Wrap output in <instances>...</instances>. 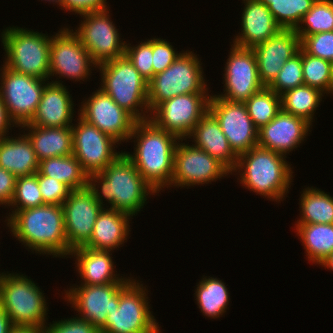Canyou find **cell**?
<instances>
[{"label": "cell", "mask_w": 333, "mask_h": 333, "mask_svg": "<svg viewBox=\"0 0 333 333\" xmlns=\"http://www.w3.org/2000/svg\"><path fill=\"white\" fill-rule=\"evenodd\" d=\"M87 187L102 207H105L103 200L106 199L111 209L131 217L143 209L150 195L158 194L144 180L125 151L100 173L88 175Z\"/></svg>", "instance_id": "obj_1"}, {"label": "cell", "mask_w": 333, "mask_h": 333, "mask_svg": "<svg viewBox=\"0 0 333 333\" xmlns=\"http://www.w3.org/2000/svg\"><path fill=\"white\" fill-rule=\"evenodd\" d=\"M6 221L11 235L32 252L58 258L70 255L62 205L44 204L19 210Z\"/></svg>", "instance_id": "obj_2"}, {"label": "cell", "mask_w": 333, "mask_h": 333, "mask_svg": "<svg viewBox=\"0 0 333 333\" xmlns=\"http://www.w3.org/2000/svg\"><path fill=\"white\" fill-rule=\"evenodd\" d=\"M135 139L133 155L125 152L144 180L157 192L170 188L176 135L157 127L150 119L136 121L129 140ZM163 188V189H162Z\"/></svg>", "instance_id": "obj_3"}, {"label": "cell", "mask_w": 333, "mask_h": 333, "mask_svg": "<svg viewBox=\"0 0 333 333\" xmlns=\"http://www.w3.org/2000/svg\"><path fill=\"white\" fill-rule=\"evenodd\" d=\"M286 158L257 145L238 156L231 174L238 171L234 175L239 176L237 179L241 185L257 193L256 195L281 202L287 197L288 189L293 184V167H290Z\"/></svg>", "instance_id": "obj_4"}, {"label": "cell", "mask_w": 333, "mask_h": 333, "mask_svg": "<svg viewBox=\"0 0 333 333\" xmlns=\"http://www.w3.org/2000/svg\"><path fill=\"white\" fill-rule=\"evenodd\" d=\"M97 68L102 78L100 89L137 121L150 118L148 82L126 55L101 64Z\"/></svg>", "instance_id": "obj_5"}, {"label": "cell", "mask_w": 333, "mask_h": 333, "mask_svg": "<svg viewBox=\"0 0 333 333\" xmlns=\"http://www.w3.org/2000/svg\"><path fill=\"white\" fill-rule=\"evenodd\" d=\"M4 65L20 74L49 80L51 36L23 27H7L1 33Z\"/></svg>", "instance_id": "obj_6"}, {"label": "cell", "mask_w": 333, "mask_h": 333, "mask_svg": "<svg viewBox=\"0 0 333 333\" xmlns=\"http://www.w3.org/2000/svg\"><path fill=\"white\" fill-rule=\"evenodd\" d=\"M5 273L0 278V306L15 327H44L47 299L26 275Z\"/></svg>", "instance_id": "obj_7"}, {"label": "cell", "mask_w": 333, "mask_h": 333, "mask_svg": "<svg viewBox=\"0 0 333 333\" xmlns=\"http://www.w3.org/2000/svg\"><path fill=\"white\" fill-rule=\"evenodd\" d=\"M193 51H185L163 72L148 82L150 112L165 100L178 95L209 93L203 75L202 63Z\"/></svg>", "instance_id": "obj_8"}, {"label": "cell", "mask_w": 333, "mask_h": 333, "mask_svg": "<svg viewBox=\"0 0 333 333\" xmlns=\"http://www.w3.org/2000/svg\"><path fill=\"white\" fill-rule=\"evenodd\" d=\"M133 277L119 291L118 309L108 313L100 333H153L159 328L148 302V290Z\"/></svg>", "instance_id": "obj_9"}, {"label": "cell", "mask_w": 333, "mask_h": 333, "mask_svg": "<svg viewBox=\"0 0 333 333\" xmlns=\"http://www.w3.org/2000/svg\"><path fill=\"white\" fill-rule=\"evenodd\" d=\"M109 12L106 9L81 14L83 21L75 31L71 29L97 66L125 55L126 42L121 40Z\"/></svg>", "instance_id": "obj_10"}, {"label": "cell", "mask_w": 333, "mask_h": 333, "mask_svg": "<svg viewBox=\"0 0 333 333\" xmlns=\"http://www.w3.org/2000/svg\"><path fill=\"white\" fill-rule=\"evenodd\" d=\"M0 68V97L16 127L29 123L35 115L45 85L42 80L17 73L4 64Z\"/></svg>", "instance_id": "obj_11"}, {"label": "cell", "mask_w": 333, "mask_h": 333, "mask_svg": "<svg viewBox=\"0 0 333 333\" xmlns=\"http://www.w3.org/2000/svg\"><path fill=\"white\" fill-rule=\"evenodd\" d=\"M209 93L178 95L163 101L150 112L159 128L187 141L195 125L209 111Z\"/></svg>", "instance_id": "obj_12"}, {"label": "cell", "mask_w": 333, "mask_h": 333, "mask_svg": "<svg viewBox=\"0 0 333 333\" xmlns=\"http://www.w3.org/2000/svg\"><path fill=\"white\" fill-rule=\"evenodd\" d=\"M181 141V142H180ZM180 139L174 154V168L170 187L185 188L188 186L211 184L231 172L216 158L202 149L188 145Z\"/></svg>", "instance_id": "obj_13"}, {"label": "cell", "mask_w": 333, "mask_h": 333, "mask_svg": "<svg viewBox=\"0 0 333 333\" xmlns=\"http://www.w3.org/2000/svg\"><path fill=\"white\" fill-rule=\"evenodd\" d=\"M92 67L97 68V65L70 27L64 26L51 36L49 78L66 77L81 83L80 80L89 79Z\"/></svg>", "instance_id": "obj_14"}, {"label": "cell", "mask_w": 333, "mask_h": 333, "mask_svg": "<svg viewBox=\"0 0 333 333\" xmlns=\"http://www.w3.org/2000/svg\"><path fill=\"white\" fill-rule=\"evenodd\" d=\"M77 120L78 124L71 126L73 155L87 175L100 173L123 153V151L116 152L115 149V146L117 148L120 143L96 126L86 122L79 115Z\"/></svg>", "instance_id": "obj_15"}, {"label": "cell", "mask_w": 333, "mask_h": 333, "mask_svg": "<svg viewBox=\"0 0 333 333\" xmlns=\"http://www.w3.org/2000/svg\"><path fill=\"white\" fill-rule=\"evenodd\" d=\"M78 115L120 144L129 142L136 119L98 87L81 102ZM80 111V112H79Z\"/></svg>", "instance_id": "obj_16"}, {"label": "cell", "mask_w": 333, "mask_h": 333, "mask_svg": "<svg viewBox=\"0 0 333 333\" xmlns=\"http://www.w3.org/2000/svg\"><path fill=\"white\" fill-rule=\"evenodd\" d=\"M223 93L216 95L231 102L245 103L264 88L261 83L253 49L231 44L224 67Z\"/></svg>", "instance_id": "obj_17"}, {"label": "cell", "mask_w": 333, "mask_h": 333, "mask_svg": "<svg viewBox=\"0 0 333 333\" xmlns=\"http://www.w3.org/2000/svg\"><path fill=\"white\" fill-rule=\"evenodd\" d=\"M209 111L220 124L230 148L239 156L257 146L258 128L250 118L245 103L231 102L211 95Z\"/></svg>", "instance_id": "obj_18"}, {"label": "cell", "mask_w": 333, "mask_h": 333, "mask_svg": "<svg viewBox=\"0 0 333 333\" xmlns=\"http://www.w3.org/2000/svg\"><path fill=\"white\" fill-rule=\"evenodd\" d=\"M125 284L73 285L70 290H64L63 297L79 312L80 318L100 330L105 325L108 313L118 309L119 291Z\"/></svg>", "instance_id": "obj_19"}, {"label": "cell", "mask_w": 333, "mask_h": 333, "mask_svg": "<svg viewBox=\"0 0 333 333\" xmlns=\"http://www.w3.org/2000/svg\"><path fill=\"white\" fill-rule=\"evenodd\" d=\"M64 227L71 249L83 246L91 237L94 224L104 208L89 188L73 190L62 204Z\"/></svg>", "instance_id": "obj_20"}, {"label": "cell", "mask_w": 333, "mask_h": 333, "mask_svg": "<svg viewBox=\"0 0 333 333\" xmlns=\"http://www.w3.org/2000/svg\"><path fill=\"white\" fill-rule=\"evenodd\" d=\"M310 129L312 125L305 119L281 110L258 129L257 145L286 156L303 143Z\"/></svg>", "instance_id": "obj_21"}, {"label": "cell", "mask_w": 333, "mask_h": 333, "mask_svg": "<svg viewBox=\"0 0 333 333\" xmlns=\"http://www.w3.org/2000/svg\"><path fill=\"white\" fill-rule=\"evenodd\" d=\"M300 48L301 40L295 29H281L253 48L259 78L264 87L274 81L284 63L296 55Z\"/></svg>", "instance_id": "obj_22"}, {"label": "cell", "mask_w": 333, "mask_h": 333, "mask_svg": "<svg viewBox=\"0 0 333 333\" xmlns=\"http://www.w3.org/2000/svg\"><path fill=\"white\" fill-rule=\"evenodd\" d=\"M63 81H52L45 85L41 100L32 120L24 125L38 127H70L73 125L74 102ZM72 124V125H71Z\"/></svg>", "instance_id": "obj_23"}, {"label": "cell", "mask_w": 333, "mask_h": 333, "mask_svg": "<svg viewBox=\"0 0 333 333\" xmlns=\"http://www.w3.org/2000/svg\"><path fill=\"white\" fill-rule=\"evenodd\" d=\"M241 33L233 39L238 47L253 49L275 35L282 28L276 23L269 8L259 0H243Z\"/></svg>", "instance_id": "obj_24"}, {"label": "cell", "mask_w": 333, "mask_h": 333, "mask_svg": "<svg viewBox=\"0 0 333 333\" xmlns=\"http://www.w3.org/2000/svg\"><path fill=\"white\" fill-rule=\"evenodd\" d=\"M112 252L109 250H96L80 246L70 252L74 257L75 267L81 277L79 285H104L109 283H127L132 277H123L115 274ZM121 276V277H120Z\"/></svg>", "instance_id": "obj_25"}, {"label": "cell", "mask_w": 333, "mask_h": 333, "mask_svg": "<svg viewBox=\"0 0 333 333\" xmlns=\"http://www.w3.org/2000/svg\"><path fill=\"white\" fill-rule=\"evenodd\" d=\"M188 138L193 139V146L216 158L230 172L235 168L238 156L230 148L219 122L210 111L195 125Z\"/></svg>", "instance_id": "obj_26"}, {"label": "cell", "mask_w": 333, "mask_h": 333, "mask_svg": "<svg viewBox=\"0 0 333 333\" xmlns=\"http://www.w3.org/2000/svg\"><path fill=\"white\" fill-rule=\"evenodd\" d=\"M107 208V209H106ZM103 208L94 224L90 239L83 245L96 250L114 251L124 246L130 234V218L126 213L109 208Z\"/></svg>", "instance_id": "obj_27"}, {"label": "cell", "mask_w": 333, "mask_h": 333, "mask_svg": "<svg viewBox=\"0 0 333 333\" xmlns=\"http://www.w3.org/2000/svg\"><path fill=\"white\" fill-rule=\"evenodd\" d=\"M20 129L28 131L23 133L29 138L39 162L47 158L73 154L71 126L38 127L35 125H22Z\"/></svg>", "instance_id": "obj_28"}, {"label": "cell", "mask_w": 333, "mask_h": 333, "mask_svg": "<svg viewBox=\"0 0 333 333\" xmlns=\"http://www.w3.org/2000/svg\"><path fill=\"white\" fill-rule=\"evenodd\" d=\"M0 167L16 177L33 175L38 172L39 161L25 134L0 139Z\"/></svg>", "instance_id": "obj_29"}, {"label": "cell", "mask_w": 333, "mask_h": 333, "mask_svg": "<svg viewBox=\"0 0 333 333\" xmlns=\"http://www.w3.org/2000/svg\"><path fill=\"white\" fill-rule=\"evenodd\" d=\"M309 262L320 264L333 253V224H295Z\"/></svg>", "instance_id": "obj_30"}, {"label": "cell", "mask_w": 333, "mask_h": 333, "mask_svg": "<svg viewBox=\"0 0 333 333\" xmlns=\"http://www.w3.org/2000/svg\"><path fill=\"white\" fill-rule=\"evenodd\" d=\"M37 173L64 183L71 191L87 188L88 175L73 154L40 161Z\"/></svg>", "instance_id": "obj_31"}, {"label": "cell", "mask_w": 333, "mask_h": 333, "mask_svg": "<svg viewBox=\"0 0 333 333\" xmlns=\"http://www.w3.org/2000/svg\"><path fill=\"white\" fill-rule=\"evenodd\" d=\"M196 286L195 300L203 315L213 319L223 316L230 303L225 283L219 278L205 276Z\"/></svg>", "instance_id": "obj_32"}, {"label": "cell", "mask_w": 333, "mask_h": 333, "mask_svg": "<svg viewBox=\"0 0 333 333\" xmlns=\"http://www.w3.org/2000/svg\"><path fill=\"white\" fill-rule=\"evenodd\" d=\"M299 201L296 224H333V196L312 186L303 189Z\"/></svg>", "instance_id": "obj_33"}, {"label": "cell", "mask_w": 333, "mask_h": 333, "mask_svg": "<svg viewBox=\"0 0 333 333\" xmlns=\"http://www.w3.org/2000/svg\"><path fill=\"white\" fill-rule=\"evenodd\" d=\"M320 90L302 85L286 91L281 95L282 110L305 119L312 125L314 113L324 97Z\"/></svg>", "instance_id": "obj_34"}, {"label": "cell", "mask_w": 333, "mask_h": 333, "mask_svg": "<svg viewBox=\"0 0 333 333\" xmlns=\"http://www.w3.org/2000/svg\"><path fill=\"white\" fill-rule=\"evenodd\" d=\"M282 29H296L316 0H259Z\"/></svg>", "instance_id": "obj_35"}, {"label": "cell", "mask_w": 333, "mask_h": 333, "mask_svg": "<svg viewBox=\"0 0 333 333\" xmlns=\"http://www.w3.org/2000/svg\"><path fill=\"white\" fill-rule=\"evenodd\" d=\"M304 85L325 94H333V63L307 54L302 49Z\"/></svg>", "instance_id": "obj_36"}, {"label": "cell", "mask_w": 333, "mask_h": 333, "mask_svg": "<svg viewBox=\"0 0 333 333\" xmlns=\"http://www.w3.org/2000/svg\"><path fill=\"white\" fill-rule=\"evenodd\" d=\"M248 114L259 129L268 124L281 110V96L268 87L253 94L245 102Z\"/></svg>", "instance_id": "obj_37"}, {"label": "cell", "mask_w": 333, "mask_h": 333, "mask_svg": "<svg viewBox=\"0 0 333 333\" xmlns=\"http://www.w3.org/2000/svg\"><path fill=\"white\" fill-rule=\"evenodd\" d=\"M295 30L301 41L308 35L333 31V0H316Z\"/></svg>", "instance_id": "obj_38"}, {"label": "cell", "mask_w": 333, "mask_h": 333, "mask_svg": "<svg viewBox=\"0 0 333 333\" xmlns=\"http://www.w3.org/2000/svg\"><path fill=\"white\" fill-rule=\"evenodd\" d=\"M44 205L43 197L39 189L38 173L17 177L14 195L9 207L8 220L16 211L34 208ZM12 206V207H11ZM14 208V209H12Z\"/></svg>", "instance_id": "obj_39"}, {"label": "cell", "mask_w": 333, "mask_h": 333, "mask_svg": "<svg viewBox=\"0 0 333 333\" xmlns=\"http://www.w3.org/2000/svg\"><path fill=\"white\" fill-rule=\"evenodd\" d=\"M304 85L302 69V48L292 58L287 60L274 81L268 86L281 96L288 90Z\"/></svg>", "instance_id": "obj_40"}, {"label": "cell", "mask_w": 333, "mask_h": 333, "mask_svg": "<svg viewBox=\"0 0 333 333\" xmlns=\"http://www.w3.org/2000/svg\"><path fill=\"white\" fill-rule=\"evenodd\" d=\"M130 42L125 45V55L132 62L138 72L149 82L154 76L153 69V38L141 41L140 44L130 46Z\"/></svg>", "instance_id": "obj_41"}, {"label": "cell", "mask_w": 333, "mask_h": 333, "mask_svg": "<svg viewBox=\"0 0 333 333\" xmlns=\"http://www.w3.org/2000/svg\"><path fill=\"white\" fill-rule=\"evenodd\" d=\"M301 48L311 56L333 63V31L306 36L301 41Z\"/></svg>", "instance_id": "obj_42"}, {"label": "cell", "mask_w": 333, "mask_h": 333, "mask_svg": "<svg viewBox=\"0 0 333 333\" xmlns=\"http://www.w3.org/2000/svg\"><path fill=\"white\" fill-rule=\"evenodd\" d=\"M38 183L44 204L62 205L71 192L64 183L48 176L38 174Z\"/></svg>", "instance_id": "obj_43"}, {"label": "cell", "mask_w": 333, "mask_h": 333, "mask_svg": "<svg viewBox=\"0 0 333 333\" xmlns=\"http://www.w3.org/2000/svg\"><path fill=\"white\" fill-rule=\"evenodd\" d=\"M46 324L43 327L44 333H100L97 327L78 316Z\"/></svg>", "instance_id": "obj_44"}, {"label": "cell", "mask_w": 333, "mask_h": 333, "mask_svg": "<svg viewBox=\"0 0 333 333\" xmlns=\"http://www.w3.org/2000/svg\"><path fill=\"white\" fill-rule=\"evenodd\" d=\"M166 39L153 37V69L154 75L163 72L169 67L182 53L176 52L173 45H170Z\"/></svg>", "instance_id": "obj_45"}, {"label": "cell", "mask_w": 333, "mask_h": 333, "mask_svg": "<svg viewBox=\"0 0 333 333\" xmlns=\"http://www.w3.org/2000/svg\"><path fill=\"white\" fill-rule=\"evenodd\" d=\"M106 4V0H62L60 9L81 15L93 11L106 10L109 8Z\"/></svg>", "instance_id": "obj_46"}, {"label": "cell", "mask_w": 333, "mask_h": 333, "mask_svg": "<svg viewBox=\"0 0 333 333\" xmlns=\"http://www.w3.org/2000/svg\"><path fill=\"white\" fill-rule=\"evenodd\" d=\"M17 177L0 167V206H9L11 204Z\"/></svg>", "instance_id": "obj_47"}, {"label": "cell", "mask_w": 333, "mask_h": 333, "mask_svg": "<svg viewBox=\"0 0 333 333\" xmlns=\"http://www.w3.org/2000/svg\"><path fill=\"white\" fill-rule=\"evenodd\" d=\"M14 126L16 125L9 117L6 106L0 97V139L9 135L8 130H11V127Z\"/></svg>", "instance_id": "obj_48"}, {"label": "cell", "mask_w": 333, "mask_h": 333, "mask_svg": "<svg viewBox=\"0 0 333 333\" xmlns=\"http://www.w3.org/2000/svg\"><path fill=\"white\" fill-rule=\"evenodd\" d=\"M15 326L0 306V333H10Z\"/></svg>", "instance_id": "obj_49"}, {"label": "cell", "mask_w": 333, "mask_h": 333, "mask_svg": "<svg viewBox=\"0 0 333 333\" xmlns=\"http://www.w3.org/2000/svg\"><path fill=\"white\" fill-rule=\"evenodd\" d=\"M10 333H44L42 327H14Z\"/></svg>", "instance_id": "obj_50"}, {"label": "cell", "mask_w": 333, "mask_h": 333, "mask_svg": "<svg viewBox=\"0 0 333 333\" xmlns=\"http://www.w3.org/2000/svg\"><path fill=\"white\" fill-rule=\"evenodd\" d=\"M320 266H324L325 269H329L333 271V253L329 255L321 264Z\"/></svg>", "instance_id": "obj_51"}, {"label": "cell", "mask_w": 333, "mask_h": 333, "mask_svg": "<svg viewBox=\"0 0 333 333\" xmlns=\"http://www.w3.org/2000/svg\"><path fill=\"white\" fill-rule=\"evenodd\" d=\"M41 1H43V0H41ZM45 2L47 1V2H50V3H53V4H57V6L59 5V7H61V1L62 0H44Z\"/></svg>", "instance_id": "obj_52"}, {"label": "cell", "mask_w": 333, "mask_h": 333, "mask_svg": "<svg viewBox=\"0 0 333 333\" xmlns=\"http://www.w3.org/2000/svg\"><path fill=\"white\" fill-rule=\"evenodd\" d=\"M153 333H162L161 330H160V327Z\"/></svg>", "instance_id": "obj_53"}]
</instances>
